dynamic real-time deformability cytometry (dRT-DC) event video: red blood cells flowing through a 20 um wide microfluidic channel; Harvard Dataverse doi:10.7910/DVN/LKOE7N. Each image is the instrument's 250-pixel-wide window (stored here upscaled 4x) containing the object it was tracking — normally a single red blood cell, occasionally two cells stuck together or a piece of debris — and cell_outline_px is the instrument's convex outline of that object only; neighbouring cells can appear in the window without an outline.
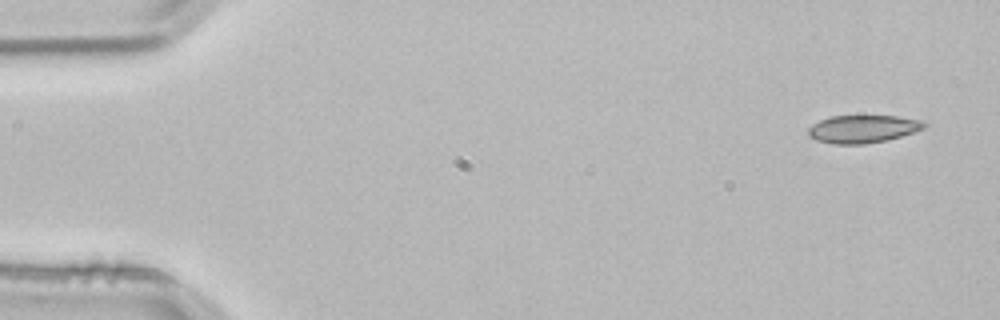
{"species": "common noctule bat (a hibernating species)", "species_latin": "Nyctalus noctula", "temperature_condition": "room temperature", "stored_images_in_passage": 3, "camera_frame_rate_fps": 3000, "um_per_image_px": 0.085, "animal": {"sex": "male", "body_mass_g": 21.5, "forearm_length_mm": 52.0}, "frame": {"image": 1, "passage_image": 1, "time_ms": 0.0, "image_size_px": [1000, 320], "cell_outline_px": [[928, 124], [924, 128], [888, 140], [864, 144], [832, 144], [816, 140], [808, 136], [808, 128], [812, 124], [828, 116], [896, 116], [920, 120]], "centroid_in_image_um": [73.3, 10.96], "position_along_channel_um": 11.7, "area_um2": 18.79}}